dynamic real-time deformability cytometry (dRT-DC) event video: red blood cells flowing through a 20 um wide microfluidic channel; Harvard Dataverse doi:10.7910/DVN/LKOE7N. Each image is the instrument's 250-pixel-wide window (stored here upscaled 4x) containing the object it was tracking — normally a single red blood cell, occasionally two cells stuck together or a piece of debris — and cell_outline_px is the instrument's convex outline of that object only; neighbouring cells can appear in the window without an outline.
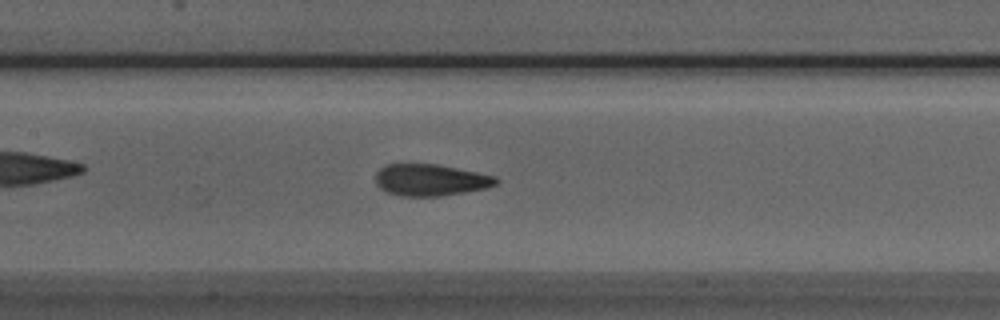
{"species": "Egyptian fruit bat (a non-hibernating species)", "species_latin": "Rousettus aegyptiacus", "temperature_condition": "room temperature", "stored_images_in_passage": 51, "camera_frame_rate_fps": 3000, "um_per_image_px": 0.085, "animal": {"sex": "male"}, "frame": {"image": 1, "passage_image": 23, "time_ms": 7.333, "image_size_px": [1000, 320], "cell_outline_px": [[500, 180], [496, 184], [484, 188], [464, 192], [440, 196], [400, 196], [384, 192], [376, 184], [376, 172], [384, 164], [436, 164], [496, 176]], "centroid_in_image_um": [36.55, 15.3], "position_along_channel_um": 170.9, "area_um2": 22.25}}
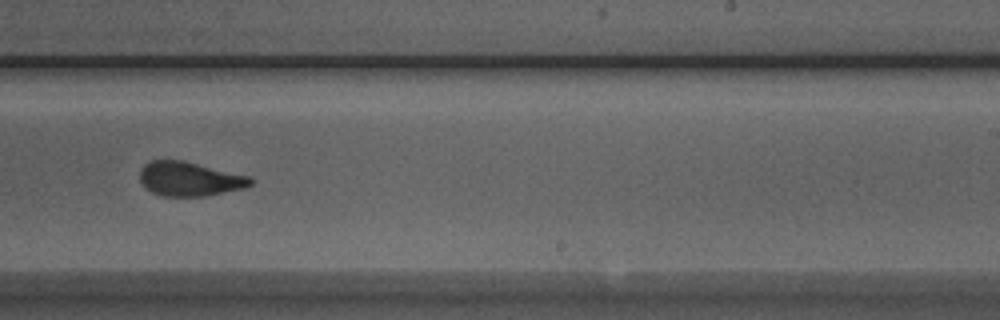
{"frame": {"image": 2, "passage_image": 31, "time_ms": 10.0, "image_size_px": [1000, 320], "cell_outline_px": [[252, 184], [244, 188], [204, 196], [160, 196], [152, 192], [140, 180], [140, 168], [148, 160], [184, 160], [248, 176], [252, 180]], "centroid_in_image_um": [16.08, 15.2], "position_along_channel_um": 272.9, "area_um2": 21.96}}
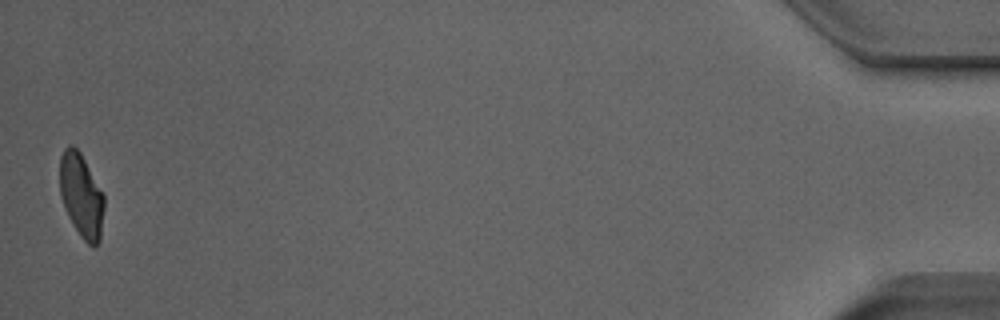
{"frame": {"image": 3, "passage_image": 51, "time_ms": 16.667, "image_size_px": [1000, 320], "cell_outline_px": [[104, 208], [100, 240], [92, 248], [80, 236], [72, 224], [64, 208], [60, 196], [60, 156], [64, 148], [68, 144], [72, 144], [80, 152], [104, 192]], "centroid_in_image_um": [6.91, 16.61], "position_along_channel_um": 428.3, "area_um2": 22.02}, "authors_computed_cell_mechanics": {"area_um2": 22.3108, "velocity_mm_per_s": 3.8466, "shape_relaxation_time_tau1_ms": 3.739, "shape_relaxation_time_tau2_ms": 1.0749, "deformation_change_tau1": 0.1437, "deformation_change_tau2": 0.0712}}